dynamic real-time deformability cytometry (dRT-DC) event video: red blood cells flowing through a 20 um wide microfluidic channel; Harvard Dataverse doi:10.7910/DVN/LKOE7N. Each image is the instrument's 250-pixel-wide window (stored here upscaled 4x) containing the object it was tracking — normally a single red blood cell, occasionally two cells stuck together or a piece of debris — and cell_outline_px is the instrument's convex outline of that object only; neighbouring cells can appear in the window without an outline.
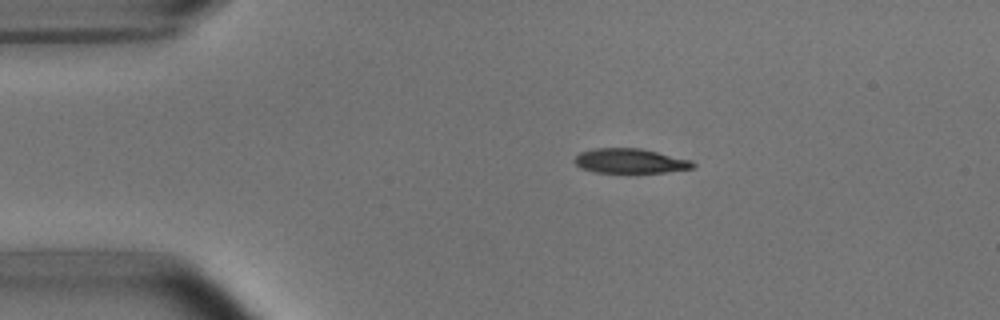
{"species": "common noctule bat (a hibernating species)", "species_latin": "Nyctalus noctula", "temperature_condition": "room temperature", "stored_images_in_passage": 4, "camera_frame_rate_fps": 3000, "um_per_image_px": 0.085, "animal": {"sex": "male", "body_mass_g": 15.6}, "frame": {"image": 1, "passage_image": 1, "time_ms": 0.0, "image_size_px": [1000, 320], "cell_outline_px": [[696, 168], [664, 172], [628, 176], [596, 172], [580, 168], [572, 160], [580, 152], [596, 148], [640, 148], [692, 160], [696, 164]], "centroid_in_image_um": [53.57, 13.73], "position_along_channel_um": 31.4, "area_um2": 17.98}}
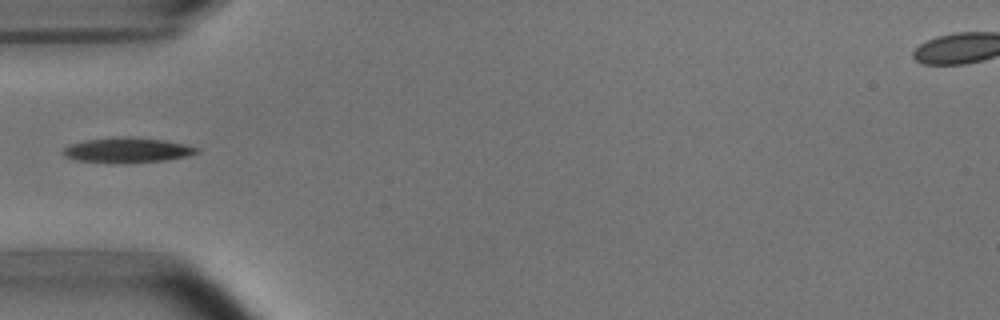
{"frame": {"image": 2, "passage_image": 3, "time_ms": 2.333, "image_size_px": [1000, 320], "cell_outline_px": [[200, 152], [188, 156], [168, 160], [124, 164], [108, 164], [76, 160], [64, 156], [60, 152], [64, 148], [72, 144], [88, 140], [128, 136], [164, 140], [184, 144], [200, 148]], "centroid_in_image_um": [10.84, 12.79], "position_along_channel_um": 74.2, "area_um2": 19.88}}